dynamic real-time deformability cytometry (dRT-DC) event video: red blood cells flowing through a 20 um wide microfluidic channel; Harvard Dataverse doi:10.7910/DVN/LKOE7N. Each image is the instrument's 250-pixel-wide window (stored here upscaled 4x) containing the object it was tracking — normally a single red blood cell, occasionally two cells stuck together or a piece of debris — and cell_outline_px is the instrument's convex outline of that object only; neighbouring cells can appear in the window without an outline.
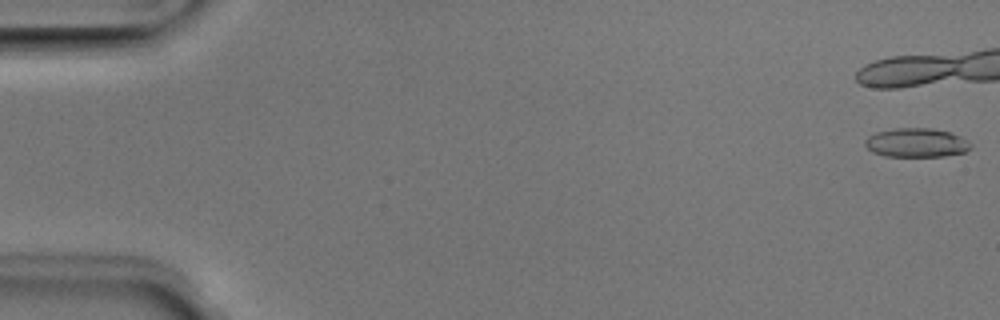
{"species": "Egyptian fruit bat (a non-hibernating species)", "species_latin": "Rousettus aegyptiacus", "temperature_condition": "room temperature", "stored_images_in_passage": 22, "camera_frame_rate_fps": 3000, "um_per_image_px": 0.085, "animal": {"sex": "male"}, "frame": {"image": 1, "passage_image": 1, "time_ms": 0.0, "image_size_px": [1000, 320], "cell_outline_px": [[972, 148], [964, 152], [944, 156], [884, 156], [872, 152], [864, 144], [864, 140], [868, 136], [876, 132], [892, 128], [932, 128], [948, 132], [960, 136], [972, 144]], "centroid_in_image_um": [77.87, 12.13], "position_along_channel_um": 7.1, "area_um2": 17.92}}